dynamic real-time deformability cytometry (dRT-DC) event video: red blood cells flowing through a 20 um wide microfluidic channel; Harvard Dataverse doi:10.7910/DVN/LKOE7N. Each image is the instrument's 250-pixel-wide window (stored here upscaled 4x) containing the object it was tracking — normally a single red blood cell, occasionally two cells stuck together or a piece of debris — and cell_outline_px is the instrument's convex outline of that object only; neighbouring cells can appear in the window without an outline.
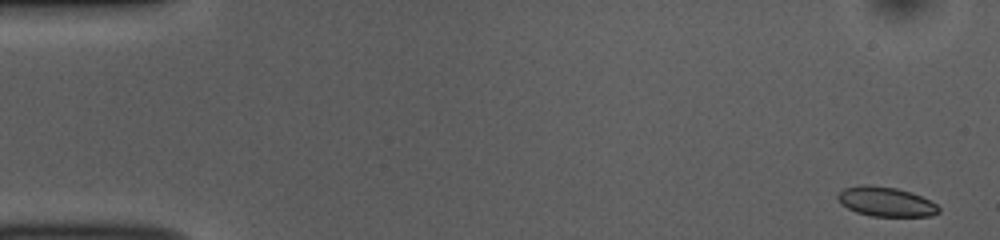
{"species": "common noctule bat (a hibernating species)", "species_latin": "Nyctalus noctula", "temperature_condition": "room temperature", "stored_images_in_passage": 52, "camera_frame_rate_fps": 3000, "um_per_image_px": 0.085, "animal": {"sex": "female", "body_mass_g": 10.0, "forearm_length_mm": 53.1}, "frame": {"image": 1, "passage_image": 1, "time_ms": 0.0, "image_size_px": [1000, 240], "cell_outline_px": [[940, 212], [932, 216], [872, 216], [856, 212], [840, 204], [836, 196], [844, 188], [864, 184], [868, 184], [896, 188], [912, 192], [936, 204], [940, 208]], "centroid_in_image_um": [75.29, 17.14], "position_along_channel_um": 9.7, "area_um2": 17.4}}
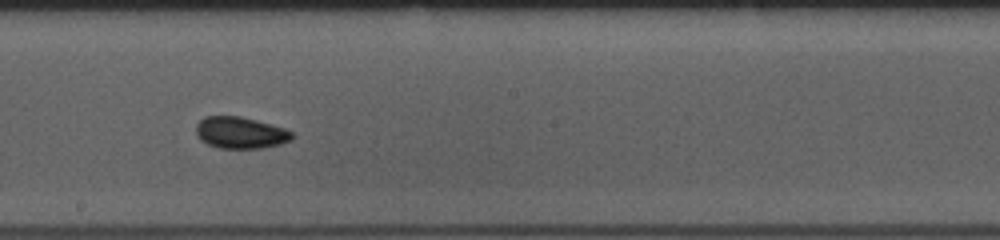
{"frame": {"image": 2, "passage_image": 28, "time_ms": 9.0, "image_size_px": [1000, 240], "cell_outline_px": [[292, 140], [280, 144], [260, 148], [216, 148], [200, 140], [196, 136], [196, 124], [204, 116], [240, 116], [272, 124], [284, 128], [292, 132]], "centroid_in_image_um": [20.4, 11.28], "position_along_channel_um": 227.8, "area_um2": 17.8}}
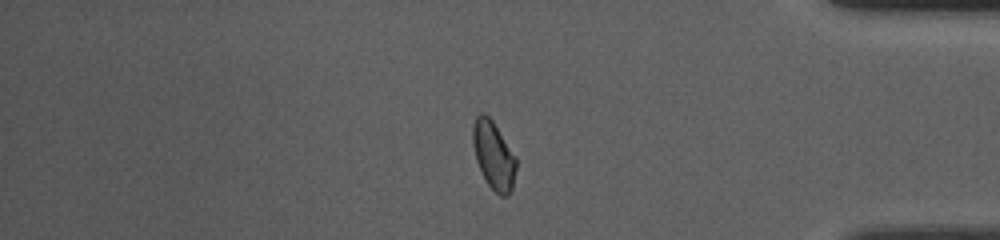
{"frame": {"image": 3, "passage_image": 43, "time_ms": 14.0, "image_size_px": [1000, 240], "cell_outline_px": [[516, 168], [512, 188], [508, 196], [500, 196], [488, 184], [476, 160], [472, 144], [472, 124], [476, 116], [480, 112], [484, 112], [492, 120], [516, 156]], "centroid_in_image_um": [41.94, 13.16], "position_along_channel_um": 393.3, "area_um2": 17.17}, "authors_computed_cell_mechanics": {"area_um2": 17.3978, "velocity_mm_per_s": 3.8312, "shape_relaxation_time_tau1_ms": 3.2012, "shape_relaxation_time_tau2_ms": 2.0512, "deformation_change_tau1": 0.0608, "deformation_change_tau2": 0.0505}}